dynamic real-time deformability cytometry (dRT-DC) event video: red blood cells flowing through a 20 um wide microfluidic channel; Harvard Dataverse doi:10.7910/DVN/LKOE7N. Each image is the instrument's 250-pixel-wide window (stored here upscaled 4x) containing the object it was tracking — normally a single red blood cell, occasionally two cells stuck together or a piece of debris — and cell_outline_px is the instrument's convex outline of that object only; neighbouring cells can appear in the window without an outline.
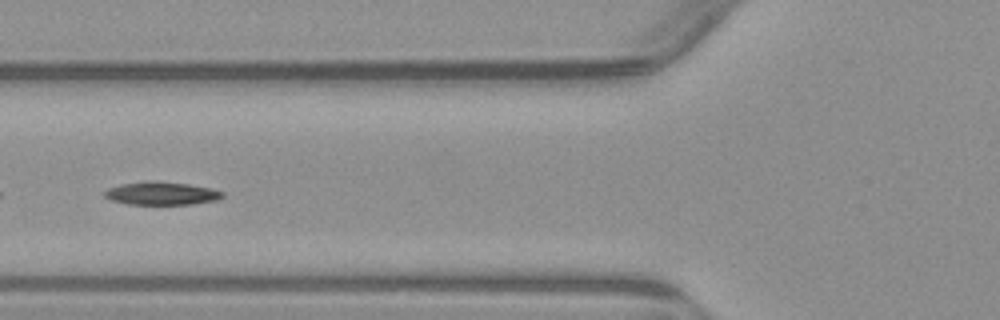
{"species": "common noctule bat (a hibernating species)", "species_latin": "Nyctalus noctula", "temperature_condition": "warm", "stored_images_in_passage": 6, "camera_frame_rate_fps": 3000, "um_per_image_px": 0.085, "animal": {"sex": "male", "body_mass_g": 23.1, "forearm_length_mm": 52.7}, "frame": {"image": 1, "passage_image": 6, "time_ms": 6.0, "image_size_px": [1000, 320], "cell_outline_px": [[224, 196], [216, 200], [192, 204], [128, 204], [112, 200], [104, 196], [104, 192], [108, 188], [120, 184], [148, 180], [156, 180], [188, 184], [212, 188], [224, 192]], "centroid_in_image_um": [13.73, 16.42], "position_along_channel_um": 112.1, "area_um2": 15.95}}